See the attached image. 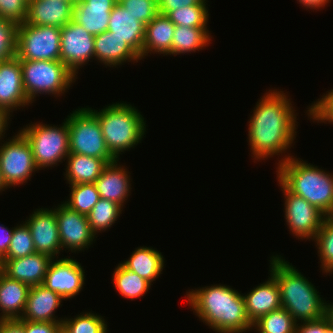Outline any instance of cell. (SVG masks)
<instances>
[{
	"mask_svg": "<svg viewBox=\"0 0 333 333\" xmlns=\"http://www.w3.org/2000/svg\"><path fill=\"white\" fill-rule=\"evenodd\" d=\"M285 94L281 90H269L253 110L248 124V140L254 160L285 154L296 138L298 115Z\"/></svg>",
	"mask_w": 333,
	"mask_h": 333,
	"instance_id": "1",
	"label": "cell"
},
{
	"mask_svg": "<svg viewBox=\"0 0 333 333\" xmlns=\"http://www.w3.org/2000/svg\"><path fill=\"white\" fill-rule=\"evenodd\" d=\"M193 312L213 331L243 333L253 329L243 295L229 285H212L186 292Z\"/></svg>",
	"mask_w": 333,
	"mask_h": 333,
	"instance_id": "2",
	"label": "cell"
},
{
	"mask_svg": "<svg viewBox=\"0 0 333 333\" xmlns=\"http://www.w3.org/2000/svg\"><path fill=\"white\" fill-rule=\"evenodd\" d=\"M269 271L279 286L282 307L289 312L296 323L315 321L324 317L325 300L320 297L314 285L292 264L277 254L272 255Z\"/></svg>",
	"mask_w": 333,
	"mask_h": 333,
	"instance_id": "3",
	"label": "cell"
},
{
	"mask_svg": "<svg viewBox=\"0 0 333 333\" xmlns=\"http://www.w3.org/2000/svg\"><path fill=\"white\" fill-rule=\"evenodd\" d=\"M289 155H284V159L277 163V179L290 192L307 200L327 217L333 216L332 173Z\"/></svg>",
	"mask_w": 333,
	"mask_h": 333,
	"instance_id": "4",
	"label": "cell"
},
{
	"mask_svg": "<svg viewBox=\"0 0 333 333\" xmlns=\"http://www.w3.org/2000/svg\"><path fill=\"white\" fill-rule=\"evenodd\" d=\"M88 109L98 118L107 148L117 160L120 154L141 143L146 132V121L135 106L116 102L99 112Z\"/></svg>",
	"mask_w": 333,
	"mask_h": 333,
	"instance_id": "5",
	"label": "cell"
},
{
	"mask_svg": "<svg viewBox=\"0 0 333 333\" xmlns=\"http://www.w3.org/2000/svg\"><path fill=\"white\" fill-rule=\"evenodd\" d=\"M20 65L24 92L31 103L39 94H54V97L64 94L77 79L61 61L20 60Z\"/></svg>",
	"mask_w": 333,
	"mask_h": 333,
	"instance_id": "6",
	"label": "cell"
},
{
	"mask_svg": "<svg viewBox=\"0 0 333 333\" xmlns=\"http://www.w3.org/2000/svg\"><path fill=\"white\" fill-rule=\"evenodd\" d=\"M66 118L69 131V154H82L105 160L117 159L107 148L98 118L88 108H78Z\"/></svg>",
	"mask_w": 333,
	"mask_h": 333,
	"instance_id": "7",
	"label": "cell"
},
{
	"mask_svg": "<svg viewBox=\"0 0 333 333\" xmlns=\"http://www.w3.org/2000/svg\"><path fill=\"white\" fill-rule=\"evenodd\" d=\"M62 124L57 127L36 122L19 130L30 143L39 170L56 166L57 163L65 161L69 155V131L66 119Z\"/></svg>",
	"mask_w": 333,
	"mask_h": 333,
	"instance_id": "8",
	"label": "cell"
},
{
	"mask_svg": "<svg viewBox=\"0 0 333 333\" xmlns=\"http://www.w3.org/2000/svg\"><path fill=\"white\" fill-rule=\"evenodd\" d=\"M61 28L18 25L16 57L19 60L60 61Z\"/></svg>",
	"mask_w": 333,
	"mask_h": 333,
	"instance_id": "9",
	"label": "cell"
},
{
	"mask_svg": "<svg viewBox=\"0 0 333 333\" xmlns=\"http://www.w3.org/2000/svg\"><path fill=\"white\" fill-rule=\"evenodd\" d=\"M0 144V170L8 188L24 184L33 172L39 171L30 143L20 131Z\"/></svg>",
	"mask_w": 333,
	"mask_h": 333,
	"instance_id": "10",
	"label": "cell"
},
{
	"mask_svg": "<svg viewBox=\"0 0 333 333\" xmlns=\"http://www.w3.org/2000/svg\"><path fill=\"white\" fill-rule=\"evenodd\" d=\"M278 182L284 193V218L289 230L298 239L314 240L327 216L301 196L290 192L279 180Z\"/></svg>",
	"mask_w": 333,
	"mask_h": 333,
	"instance_id": "11",
	"label": "cell"
},
{
	"mask_svg": "<svg viewBox=\"0 0 333 333\" xmlns=\"http://www.w3.org/2000/svg\"><path fill=\"white\" fill-rule=\"evenodd\" d=\"M94 47V36L74 20L61 28L60 61L74 75L78 74V70L86 65L89 59H95Z\"/></svg>",
	"mask_w": 333,
	"mask_h": 333,
	"instance_id": "12",
	"label": "cell"
},
{
	"mask_svg": "<svg viewBox=\"0 0 333 333\" xmlns=\"http://www.w3.org/2000/svg\"><path fill=\"white\" fill-rule=\"evenodd\" d=\"M52 209L56 212L62 249L66 248L76 253L93 244L95 234L90 228L86 215L71 210L64 203Z\"/></svg>",
	"mask_w": 333,
	"mask_h": 333,
	"instance_id": "13",
	"label": "cell"
},
{
	"mask_svg": "<svg viewBox=\"0 0 333 333\" xmlns=\"http://www.w3.org/2000/svg\"><path fill=\"white\" fill-rule=\"evenodd\" d=\"M84 273L83 267L75 259L56 258L51 262L42 285L68 300L82 290L85 284Z\"/></svg>",
	"mask_w": 333,
	"mask_h": 333,
	"instance_id": "14",
	"label": "cell"
},
{
	"mask_svg": "<svg viewBox=\"0 0 333 333\" xmlns=\"http://www.w3.org/2000/svg\"><path fill=\"white\" fill-rule=\"evenodd\" d=\"M29 227L36 253L58 259L62 245L59 239L56 212L50 208H39L25 221ZM58 254V255H57Z\"/></svg>",
	"mask_w": 333,
	"mask_h": 333,
	"instance_id": "15",
	"label": "cell"
},
{
	"mask_svg": "<svg viewBox=\"0 0 333 333\" xmlns=\"http://www.w3.org/2000/svg\"><path fill=\"white\" fill-rule=\"evenodd\" d=\"M52 261L51 256L34 253L17 259H1L0 270L9 278L32 287L43 284Z\"/></svg>",
	"mask_w": 333,
	"mask_h": 333,
	"instance_id": "16",
	"label": "cell"
},
{
	"mask_svg": "<svg viewBox=\"0 0 333 333\" xmlns=\"http://www.w3.org/2000/svg\"><path fill=\"white\" fill-rule=\"evenodd\" d=\"M31 104L23 86L20 60L15 56L0 62V106L9 113Z\"/></svg>",
	"mask_w": 333,
	"mask_h": 333,
	"instance_id": "17",
	"label": "cell"
},
{
	"mask_svg": "<svg viewBox=\"0 0 333 333\" xmlns=\"http://www.w3.org/2000/svg\"><path fill=\"white\" fill-rule=\"evenodd\" d=\"M75 3L64 0H29L24 23L62 28L73 20Z\"/></svg>",
	"mask_w": 333,
	"mask_h": 333,
	"instance_id": "18",
	"label": "cell"
},
{
	"mask_svg": "<svg viewBox=\"0 0 333 333\" xmlns=\"http://www.w3.org/2000/svg\"><path fill=\"white\" fill-rule=\"evenodd\" d=\"M62 300L64 299L59 294L43 285L32 286L28 293L24 313L20 319L33 322L62 323L63 319L54 314Z\"/></svg>",
	"mask_w": 333,
	"mask_h": 333,
	"instance_id": "19",
	"label": "cell"
},
{
	"mask_svg": "<svg viewBox=\"0 0 333 333\" xmlns=\"http://www.w3.org/2000/svg\"><path fill=\"white\" fill-rule=\"evenodd\" d=\"M118 161L109 163L94 184L100 198L115 202L123 208L124 202L130 196L129 193L132 189L131 177L127 168L120 166Z\"/></svg>",
	"mask_w": 333,
	"mask_h": 333,
	"instance_id": "20",
	"label": "cell"
},
{
	"mask_svg": "<svg viewBox=\"0 0 333 333\" xmlns=\"http://www.w3.org/2000/svg\"><path fill=\"white\" fill-rule=\"evenodd\" d=\"M118 0H85L74 4L73 20L96 36L108 29L110 13Z\"/></svg>",
	"mask_w": 333,
	"mask_h": 333,
	"instance_id": "21",
	"label": "cell"
},
{
	"mask_svg": "<svg viewBox=\"0 0 333 333\" xmlns=\"http://www.w3.org/2000/svg\"><path fill=\"white\" fill-rule=\"evenodd\" d=\"M145 29L146 25L127 12L118 2L114 5L107 30L111 32V35L123 39L140 55L141 60Z\"/></svg>",
	"mask_w": 333,
	"mask_h": 333,
	"instance_id": "22",
	"label": "cell"
},
{
	"mask_svg": "<svg viewBox=\"0 0 333 333\" xmlns=\"http://www.w3.org/2000/svg\"><path fill=\"white\" fill-rule=\"evenodd\" d=\"M269 275L266 282L256 286L246 295L243 294L246 314L252 324L261 316L282 307L279 286L275 278Z\"/></svg>",
	"mask_w": 333,
	"mask_h": 333,
	"instance_id": "23",
	"label": "cell"
},
{
	"mask_svg": "<svg viewBox=\"0 0 333 333\" xmlns=\"http://www.w3.org/2000/svg\"><path fill=\"white\" fill-rule=\"evenodd\" d=\"M94 43L95 59L105 66L113 68L126 61L137 63L141 60L140 55L132 47L123 39L111 35L109 30L94 36Z\"/></svg>",
	"mask_w": 333,
	"mask_h": 333,
	"instance_id": "24",
	"label": "cell"
},
{
	"mask_svg": "<svg viewBox=\"0 0 333 333\" xmlns=\"http://www.w3.org/2000/svg\"><path fill=\"white\" fill-rule=\"evenodd\" d=\"M30 286L9 278L0 270V317L19 319L22 317Z\"/></svg>",
	"mask_w": 333,
	"mask_h": 333,
	"instance_id": "25",
	"label": "cell"
},
{
	"mask_svg": "<svg viewBox=\"0 0 333 333\" xmlns=\"http://www.w3.org/2000/svg\"><path fill=\"white\" fill-rule=\"evenodd\" d=\"M176 25L164 14L158 13L146 25L142 58L148 53L172 54V39Z\"/></svg>",
	"mask_w": 333,
	"mask_h": 333,
	"instance_id": "26",
	"label": "cell"
},
{
	"mask_svg": "<svg viewBox=\"0 0 333 333\" xmlns=\"http://www.w3.org/2000/svg\"><path fill=\"white\" fill-rule=\"evenodd\" d=\"M66 160L65 179L69 185L94 183L108 165L103 159L82 154H69Z\"/></svg>",
	"mask_w": 333,
	"mask_h": 333,
	"instance_id": "27",
	"label": "cell"
},
{
	"mask_svg": "<svg viewBox=\"0 0 333 333\" xmlns=\"http://www.w3.org/2000/svg\"><path fill=\"white\" fill-rule=\"evenodd\" d=\"M126 261L121 264L148 281L151 285L162 274L164 257L162 253L151 247H138Z\"/></svg>",
	"mask_w": 333,
	"mask_h": 333,
	"instance_id": "28",
	"label": "cell"
},
{
	"mask_svg": "<svg viewBox=\"0 0 333 333\" xmlns=\"http://www.w3.org/2000/svg\"><path fill=\"white\" fill-rule=\"evenodd\" d=\"M210 35L207 28L176 26L172 39V55L202 50L211 43Z\"/></svg>",
	"mask_w": 333,
	"mask_h": 333,
	"instance_id": "29",
	"label": "cell"
},
{
	"mask_svg": "<svg viewBox=\"0 0 333 333\" xmlns=\"http://www.w3.org/2000/svg\"><path fill=\"white\" fill-rule=\"evenodd\" d=\"M112 279L118 293L131 300L144 296L151 287L148 281L129 271L121 263L115 268Z\"/></svg>",
	"mask_w": 333,
	"mask_h": 333,
	"instance_id": "30",
	"label": "cell"
},
{
	"mask_svg": "<svg viewBox=\"0 0 333 333\" xmlns=\"http://www.w3.org/2000/svg\"><path fill=\"white\" fill-rule=\"evenodd\" d=\"M123 208L115 202L100 198L87 215L92 232L96 235L112 227Z\"/></svg>",
	"mask_w": 333,
	"mask_h": 333,
	"instance_id": "31",
	"label": "cell"
},
{
	"mask_svg": "<svg viewBox=\"0 0 333 333\" xmlns=\"http://www.w3.org/2000/svg\"><path fill=\"white\" fill-rule=\"evenodd\" d=\"M206 2L208 1L201 0L198 4L175 9L166 16L176 26L207 28L209 9Z\"/></svg>",
	"mask_w": 333,
	"mask_h": 333,
	"instance_id": "32",
	"label": "cell"
},
{
	"mask_svg": "<svg viewBox=\"0 0 333 333\" xmlns=\"http://www.w3.org/2000/svg\"><path fill=\"white\" fill-rule=\"evenodd\" d=\"M296 322L283 307L261 316L253 323L259 333H295Z\"/></svg>",
	"mask_w": 333,
	"mask_h": 333,
	"instance_id": "33",
	"label": "cell"
},
{
	"mask_svg": "<svg viewBox=\"0 0 333 333\" xmlns=\"http://www.w3.org/2000/svg\"><path fill=\"white\" fill-rule=\"evenodd\" d=\"M69 187L71 189L70 197L68 201L62 203L71 210L87 216L100 199L95 184H72Z\"/></svg>",
	"mask_w": 333,
	"mask_h": 333,
	"instance_id": "34",
	"label": "cell"
},
{
	"mask_svg": "<svg viewBox=\"0 0 333 333\" xmlns=\"http://www.w3.org/2000/svg\"><path fill=\"white\" fill-rule=\"evenodd\" d=\"M105 319L97 313H80L74 318H63L62 330L65 333H106Z\"/></svg>",
	"mask_w": 333,
	"mask_h": 333,
	"instance_id": "35",
	"label": "cell"
},
{
	"mask_svg": "<svg viewBox=\"0 0 333 333\" xmlns=\"http://www.w3.org/2000/svg\"><path fill=\"white\" fill-rule=\"evenodd\" d=\"M318 249L321 269L324 273L333 270V216L326 217L314 239Z\"/></svg>",
	"mask_w": 333,
	"mask_h": 333,
	"instance_id": "36",
	"label": "cell"
},
{
	"mask_svg": "<svg viewBox=\"0 0 333 333\" xmlns=\"http://www.w3.org/2000/svg\"><path fill=\"white\" fill-rule=\"evenodd\" d=\"M36 253L29 227L23 222L14 227L7 254L2 259H17Z\"/></svg>",
	"mask_w": 333,
	"mask_h": 333,
	"instance_id": "37",
	"label": "cell"
},
{
	"mask_svg": "<svg viewBox=\"0 0 333 333\" xmlns=\"http://www.w3.org/2000/svg\"><path fill=\"white\" fill-rule=\"evenodd\" d=\"M18 24L0 17V62L16 56Z\"/></svg>",
	"mask_w": 333,
	"mask_h": 333,
	"instance_id": "38",
	"label": "cell"
},
{
	"mask_svg": "<svg viewBox=\"0 0 333 333\" xmlns=\"http://www.w3.org/2000/svg\"><path fill=\"white\" fill-rule=\"evenodd\" d=\"M118 3L145 25L159 13L157 0H118Z\"/></svg>",
	"mask_w": 333,
	"mask_h": 333,
	"instance_id": "39",
	"label": "cell"
},
{
	"mask_svg": "<svg viewBox=\"0 0 333 333\" xmlns=\"http://www.w3.org/2000/svg\"><path fill=\"white\" fill-rule=\"evenodd\" d=\"M321 97L322 98L308 107L307 115L310 119H313L314 122L326 123L327 121L333 124V89Z\"/></svg>",
	"mask_w": 333,
	"mask_h": 333,
	"instance_id": "40",
	"label": "cell"
},
{
	"mask_svg": "<svg viewBox=\"0 0 333 333\" xmlns=\"http://www.w3.org/2000/svg\"><path fill=\"white\" fill-rule=\"evenodd\" d=\"M29 0H0V17L16 24L25 22Z\"/></svg>",
	"mask_w": 333,
	"mask_h": 333,
	"instance_id": "41",
	"label": "cell"
},
{
	"mask_svg": "<svg viewBox=\"0 0 333 333\" xmlns=\"http://www.w3.org/2000/svg\"><path fill=\"white\" fill-rule=\"evenodd\" d=\"M23 325L25 333H61L62 323L54 322H33L18 319Z\"/></svg>",
	"mask_w": 333,
	"mask_h": 333,
	"instance_id": "42",
	"label": "cell"
},
{
	"mask_svg": "<svg viewBox=\"0 0 333 333\" xmlns=\"http://www.w3.org/2000/svg\"><path fill=\"white\" fill-rule=\"evenodd\" d=\"M328 326L327 320L322 317L315 321L297 323L295 333H324Z\"/></svg>",
	"mask_w": 333,
	"mask_h": 333,
	"instance_id": "43",
	"label": "cell"
},
{
	"mask_svg": "<svg viewBox=\"0 0 333 333\" xmlns=\"http://www.w3.org/2000/svg\"><path fill=\"white\" fill-rule=\"evenodd\" d=\"M201 0H160L159 13L167 15L170 11L186 6L198 4Z\"/></svg>",
	"mask_w": 333,
	"mask_h": 333,
	"instance_id": "44",
	"label": "cell"
},
{
	"mask_svg": "<svg viewBox=\"0 0 333 333\" xmlns=\"http://www.w3.org/2000/svg\"><path fill=\"white\" fill-rule=\"evenodd\" d=\"M13 228L5 227L0 225V260L7 254L11 239L13 236Z\"/></svg>",
	"mask_w": 333,
	"mask_h": 333,
	"instance_id": "45",
	"label": "cell"
},
{
	"mask_svg": "<svg viewBox=\"0 0 333 333\" xmlns=\"http://www.w3.org/2000/svg\"><path fill=\"white\" fill-rule=\"evenodd\" d=\"M0 333H25L24 325L18 319H3Z\"/></svg>",
	"mask_w": 333,
	"mask_h": 333,
	"instance_id": "46",
	"label": "cell"
},
{
	"mask_svg": "<svg viewBox=\"0 0 333 333\" xmlns=\"http://www.w3.org/2000/svg\"><path fill=\"white\" fill-rule=\"evenodd\" d=\"M10 113L4 109L3 107L0 106V141L2 142L3 137H5V130H7L6 128L8 127L9 124V120H10ZM2 138V139H1Z\"/></svg>",
	"mask_w": 333,
	"mask_h": 333,
	"instance_id": "47",
	"label": "cell"
},
{
	"mask_svg": "<svg viewBox=\"0 0 333 333\" xmlns=\"http://www.w3.org/2000/svg\"><path fill=\"white\" fill-rule=\"evenodd\" d=\"M331 0H298L300 4H302V7L309 9H320L324 8L325 5H327Z\"/></svg>",
	"mask_w": 333,
	"mask_h": 333,
	"instance_id": "48",
	"label": "cell"
},
{
	"mask_svg": "<svg viewBox=\"0 0 333 333\" xmlns=\"http://www.w3.org/2000/svg\"><path fill=\"white\" fill-rule=\"evenodd\" d=\"M324 318L330 326H333V303L330 304L325 301Z\"/></svg>",
	"mask_w": 333,
	"mask_h": 333,
	"instance_id": "49",
	"label": "cell"
},
{
	"mask_svg": "<svg viewBox=\"0 0 333 333\" xmlns=\"http://www.w3.org/2000/svg\"><path fill=\"white\" fill-rule=\"evenodd\" d=\"M7 188H8V186L4 182L3 177H2V173H1V170H0V192L4 191Z\"/></svg>",
	"mask_w": 333,
	"mask_h": 333,
	"instance_id": "50",
	"label": "cell"
},
{
	"mask_svg": "<svg viewBox=\"0 0 333 333\" xmlns=\"http://www.w3.org/2000/svg\"><path fill=\"white\" fill-rule=\"evenodd\" d=\"M324 333H333V326H328L325 330Z\"/></svg>",
	"mask_w": 333,
	"mask_h": 333,
	"instance_id": "51",
	"label": "cell"
},
{
	"mask_svg": "<svg viewBox=\"0 0 333 333\" xmlns=\"http://www.w3.org/2000/svg\"><path fill=\"white\" fill-rule=\"evenodd\" d=\"M76 2H82V1H85V0H75Z\"/></svg>",
	"mask_w": 333,
	"mask_h": 333,
	"instance_id": "52",
	"label": "cell"
}]
</instances>
